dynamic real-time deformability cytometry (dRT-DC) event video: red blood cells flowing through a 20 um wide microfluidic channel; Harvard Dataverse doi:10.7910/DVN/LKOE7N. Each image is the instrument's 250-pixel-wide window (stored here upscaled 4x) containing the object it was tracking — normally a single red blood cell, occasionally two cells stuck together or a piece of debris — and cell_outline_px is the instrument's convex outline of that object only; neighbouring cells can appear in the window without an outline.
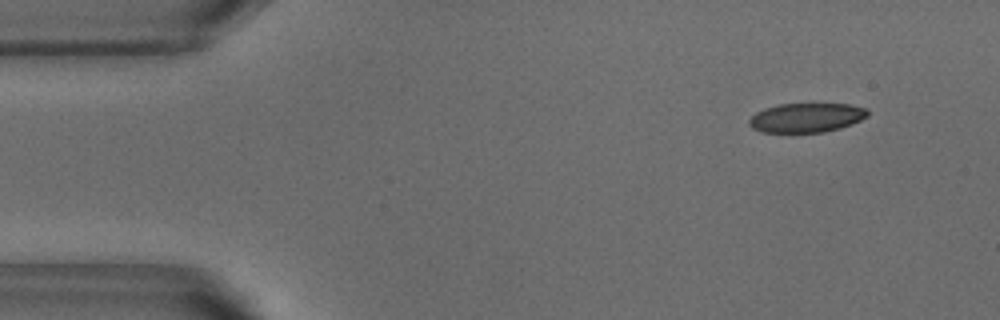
{"species": "common noctule bat (a hibernating species)", "species_latin": "Nyctalus noctula", "temperature_condition": "warm", "stored_images_in_passage": 48, "camera_frame_rate_fps": 3000, "um_per_image_px": 0.085, "animal": {"sex": "male", "body_mass_g": 18.8}, "frame": {"image": 1, "passage_image": 1, "time_ms": 0.0, "image_size_px": [1000, 320], "cell_outline_px": [[868, 116], [852, 124], [840, 128], [824, 132], [760, 132], [752, 128], [748, 124], [748, 120], [756, 112], [764, 108], [780, 104], [848, 104], [868, 108]], "centroid_in_image_um": [68.54, 10.0], "position_along_channel_um": 16.5, "area_um2": 20.29}}
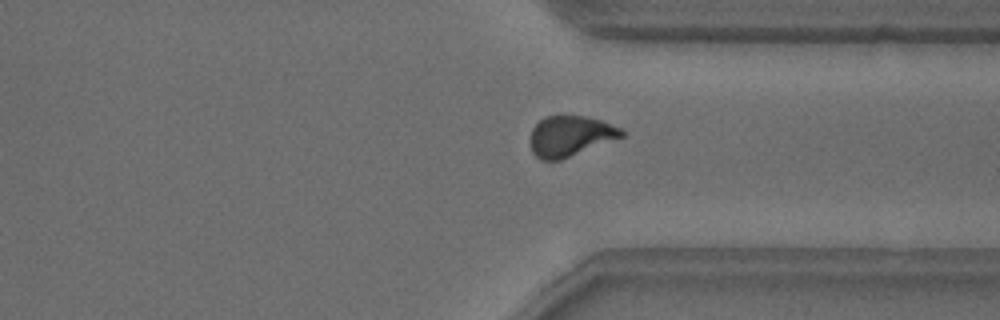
{"frame": {"image": 2, "passage_image": 35, "time_ms": 11.333, "image_size_px": [1000, 320], "cell_outline_px": [[624, 136], [560, 160], [540, 160], [532, 152], [528, 140], [532, 128], [544, 116], [584, 116], [600, 120], [620, 128], [624, 132]], "centroid_in_image_um": [48.41, 11.57], "position_along_channel_um": 363.0, "area_um2": 21.5}}
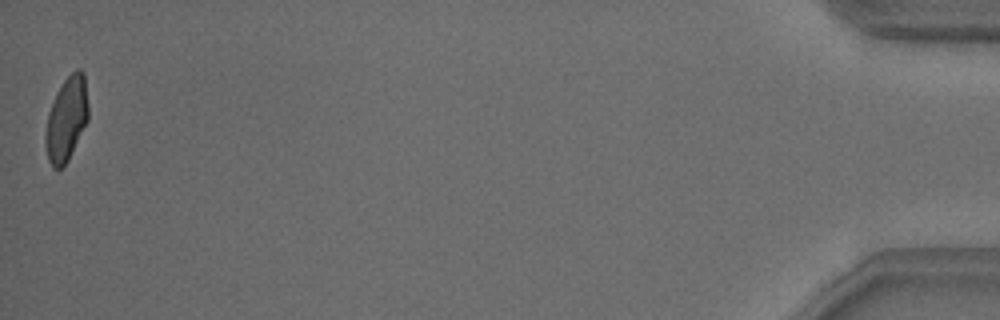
{"frame": {"image": 3, "passage_image": 48, "time_ms": 15.667, "image_size_px": [1000, 320], "cell_outline_px": [[88, 120], [68, 160], [60, 168], [52, 168], [48, 160], [44, 144], [44, 132], [48, 112], [56, 92], [64, 80], [76, 68], [80, 68], [84, 72], [88, 104]], "centroid_in_image_um": [5.63, 10.1], "position_along_channel_um": 429.6, "area_um2": 21.21}, "authors_computed_cell_mechanics": {"area_um2": 21.8773, "velocity_mm_per_s": 3.8236, "shape_relaxation_time_tau1_ms": 3.0307, "shape_relaxation_time_tau2_ms": 0.7852, "deformation_change_tau1": 0.1265, "deformation_change_tau2": 0.0584}}